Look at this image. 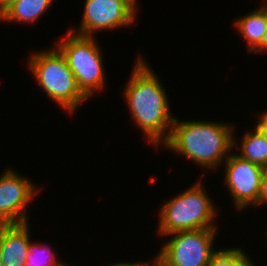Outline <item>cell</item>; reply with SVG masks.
Segmentation results:
<instances>
[{"mask_svg":"<svg viewBox=\"0 0 267 266\" xmlns=\"http://www.w3.org/2000/svg\"><path fill=\"white\" fill-rule=\"evenodd\" d=\"M57 266H73V265H71V264H66L65 262H60Z\"/></svg>","mask_w":267,"mask_h":266,"instance_id":"23","label":"cell"},{"mask_svg":"<svg viewBox=\"0 0 267 266\" xmlns=\"http://www.w3.org/2000/svg\"><path fill=\"white\" fill-rule=\"evenodd\" d=\"M52 48L28 57V70L47 96L71 115L89 99L78 88L65 57L55 46Z\"/></svg>","mask_w":267,"mask_h":266,"instance_id":"4","label":"cell"},{"mask_svg":"<svg viewBox=\"0 0 267 266\" xmlns=\"http://www.w3.org/2000/svg\"><path fill=\"white\" fill-rule=\"evenodd\" d=\"M32 181L11 168L0 176V225L29 223L27 207L41 192Z\"/></svg>","mask_w":267,"mask_h":266,"instance_id":"8","label":"cell"},{"mask_svg":"<svg viewBox=\"0 0 267 266\" xmlns=\"http://www.w3.org/2000/svg\"><path fill=\"white\" fill-rule=\"evenodd\" d=\"M223 122L179 121L174 118L164 143L170 151L187 157L202 168L216 169L233 151V126Z\"/></svg>","mask_w":267,"mask_h":266,"instance_id":"2","label":"cell"},{"mask_svg":"<svg viewBox=\"0 0 267 266\" xmlns=\"http://www.w3.org/2000/svg\"><path fill=\"white\" fill-rule=\"evenodd\" d=\"M193 186V187H192ZM169 199L159 211L158 234L167 236L178 231L218 229L214 219L218 215L201 180Z\"/></svg>","mask_w":267,"mask_h":266,"instance_id":"3","label":"cell"},{"mask_svg":"<svg viewBox=\"0 0 267 266\" xmlns=\"http://www.w3.org/2000/svg\"><path fill=\"white\" fill-rule=\"evenodd\" d=\"M248 254L242 248L217 249L207 266H237Z\"/></svg>","mask_w":267,"mask_h":266,"instance_id":"15","label":"cell"},{"mask_svg":"<svg viewBox=\"0 0 267 266\" xmlns=\"http://www.w3.org/2000/svg\"><path fill=\"white\" fill-rule=\"evenodd\" d=\"M15 0H0V14L8 8Z\"/></svg>","mask_w":267,"mask_h":266,"instance_id":"20","label":"cell"},{"mask_svg":"<svg viewBox=\"0 0 267 266\" xmlns=\"http://www.w3.org/2000/svg\"><path fill=\"white\" fill-rule=\"evenodd\" d=\"M48 245L40 242H31L24 266H57L60 262L55 252Z\"/></svg>","mask_w":267,"mask_h":266,"instance_id":"14","label":"cell"},{"mask_svg":"<svg viewBox=\"0 0 267 266\" xmlns=\"http://www.w3.org/2000/svg\"><path fill=\"white\" fill-rule=\"evenodd\" d=\"M257 120L258 121L254 127L267 136V111H264L261 115L259 114Z\"/></svg>","mask_w":267,"mask_h":266,"instance_id":"17","label":"cell"},{"mask_svg":"<svg viewBox=\"0 0 267 266\" xmlns=\"http://www.w3.org/2000/svg\"><path fill=\"white\" fill-rule=\"evenodd\" d=\"M267 10V0L265 3L261 4Z\"/></svg>","mask_w":267,"mask_h":266,"instance_id":"25","label":"cell"},{"mask_svg":"<svg viewBox=\"0 0 267 266\" xmlns=\"http://www.w3.org/2000/svg\"><path fill=\"white\" fill-rule=\"evenodd\" d=\"M108 266H151L150 265V262H137V263H134V262H120V263H113L112 265H108Z\"/></svg>","mask_w":267,"mask_h":266,"instance_id":"19","label":"cell"},{"mask_svg":"<svg viewBox=\"0 0 267 266\" xmlns=\"http://www.w3.org/2000/svg\"><path fill=\"white\" fill-rule=\"evenodd\" d=\"M233 153L224 161L227 191L232 195L237 210L256 207L264 168Z\"/></svg>","mask_w":267,"mask_h":266,"instance_id":"9","label":"cell"},{"mask_svg":"<svg viewBox=\"0 0 267 266\" xmlns=\"http://www.w3.org/2000/svg\"><path fill=\"white\" fill-rule=\"evenodd\" d=\"M252 53H255V54L267 53V29H266L265 34L263 35V40L261 44Z\"/></svg>","mask_w":267,"mask_h":266,"instance_id":"18","label":"cell"},{"mask_svg":"<svg viewBox=\"0 0 267 266\" xmlns=\"http://www.w3.org/2000/svg\"><path fill=\"white\" fill-rule=\"evenodd\" d=\"M217 229H197L169 234L153 261L158 266H207ZM172 236V237H171Z\"/></svg>","mask_w":267,"mask_h":266,"instance_id":"6","label":"cell"},{"mask_svg":"<svg viewBox=\"0 0 267 266\" xmlns=\"http://www.w3.org/2000/svg\"><path fill=\"white\" fill-rule=\"evenodd\" d=\"M151 265H153V266H158L154 261L152 262Z\"/></svg>","mask_w":267,"mask_h":266,"instance_id":"26","label":"cell"},{"mask_svg":"<svg viewBox=\"0 0 267 266\" xmlns=\"http://www.w3.org/2000/svg\"><path fill=\"white\" fill-rule=\"evenodd\" d=\"M29 226V223L0 225L3 266H24L31 241Z\"/></svg>","mask_w":267,"mask_h":266,"instance_id":"10","label":"cell"},{"mask_svg":"<svg viewBox=\"0 0 267 266\" xmlns=\"http://www.w3.org/2000/svg\"><path fill=\"white\" fill-rule=\"evenodd\" d=\"M142 59H136L123 92L135 126L157 149L168 140L175 117L160 78Z\"/></svg>","mask_w":267,"mask_h":266,"instance_id":"1","label":"cell"},{"mask_svg":"<svg viewBox=\"0 0 267 266\" xmlns=\"http://www.w3.org/2000/svg\"><path fill=\"white\" fill-rule=\"evenodd\" d=\"M65 36L55 47L65 57L78 88L89 99L106 84L102 50L94 36L78 35L69 29Z\"/></svg>","mask_w":267,"mask_h":266,"instance_id":"5","label":"cell"},{"mask_svg":"<svg viewBox=\"0 0 267 266\" xmlns=\"http://www.w3.org/2000/svg\"><path fill=\"white\" fill-rule=\"evenodd\" d=\"M236 140L233 135V148L241 149V153H236V155L263 168H267V136L265 134L255 127L253 131L244 133L241 143H239L240 145L236 144Z\"/></svg>","mask_w":267,"mask_h":266,"instance_id":"13","label":"cell"},{"mask_svg":"<svg viewBox=\"0 0 267 266\" xmlns=\"http://www.w3.org/2000/svg\"><path fill=\"white\" fill-rule=\"evenodd\" d=\"M55 0H15L0 14V21L33 23L42 17ZM41 16V17H40Z\"/></svg>","mask_w":267,"mask_h":266,"instance_id":"12","label":"cell"},{"mask_svg":"<svg viewBox=\"0 0 267 266\" xmlns=\"http://www.w3.org/2000/svg\"><path fill=\"white\" fill-rule=\"evenodd\" d=\"M251 257L247 255L237 266H255L252 261Z\"/></svg>","mask_w":267,"mask_h":266,"instance_id":"21","label":"cell"},{"mask_svg":"<svg viewBox=\"0 0 267 266\" xmlns=\"http://www.w3.org/2000/svg\"><path fill=\"white\" fill-rule=\"evenodd\" d=\"M242 38L247 42L248 53L253 52L262 42L267 29V10L261 5L255 11L239 17L235 25Z\"/></svg>","mask_w":267,"mask_h":266,"instance_id":"11","label":"cell"},{"mask_svg":"<svg viewBox=\"0 0 267 266\" xmlns=\"http://www.w3.org/2000/svg\"><path fill=\"white\" fill-rule=\"evenodd\" d=\"M84 5L80 29L69 30L78 35L95 37L98 31L126 28L136 20V10L125 0H85Z\"/></svg>","mask_w":267,"mask_h":266,"instance_id":"7","label":"cell"},{"mask_svg":"<svg viewBox=\"0 0 267 266\" xmlns=\"http://www.w3.org/2000/svg\"><path fill=\"white\" fill-rule=\"evenodd\" d=\"M267 203V168H264V173L261 180V185L259 189V197L257 201V206Z\"/></svg>","mask_w":267,"mask_h":266,"instance_id":"16","label":"cell"},{"mask_svg":"<svg viewBox=\"0 0 267 266\" xmlns=\"http://www.w3.org/2000/svg\"><path fill=\"white\" fill-rule=\"evenodd\" d=\"M0 266H3V259H2L1 249H0Z\"/></svg>","mask_w":267,"mask_h":266,"instance_id":"24","label":"cell"},{"mask_svg":"<svg viewBox=\"0 0 267 266\" xmlns=\"http://www.w3.org/2000/svg\"><path fill=\"white\" fill-rule=\"evenodd\" d=\"M129 5H131L137 11V1L138 0H125Z\"/></svg>","mask_w":267,"mask_h":266,"instance_id":"22","label":"cell"}]
</instances>
